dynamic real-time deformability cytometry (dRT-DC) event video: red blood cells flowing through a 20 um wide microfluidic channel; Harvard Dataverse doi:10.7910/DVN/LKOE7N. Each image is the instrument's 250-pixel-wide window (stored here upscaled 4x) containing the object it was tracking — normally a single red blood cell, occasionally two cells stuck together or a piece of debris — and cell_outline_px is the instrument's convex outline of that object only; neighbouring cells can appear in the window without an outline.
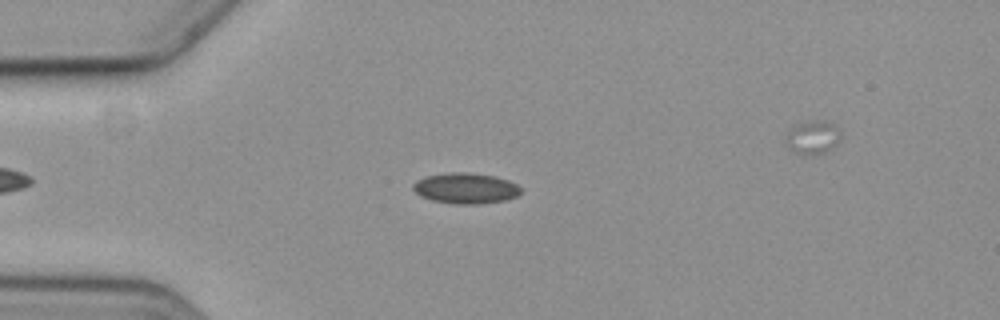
{"species": "common noctule bat (a hibernating species)", "species_latin": "Nyctalus noctula", "temperature_condition": "cold", "stored_images_in_passage": 9, "camera_frame_rate_fps": 3000, "um_per_image_px": 0.085, "animal": {"sex": "female", "body_mass_g": 19.3, "forearm_length_mm": 54.1}, "frame": {"image": 1, "passage_image": 4, "time_ms": 3.667, "image_size_px": [1000, 320], "cell_outline_px": [[520, 192], [516, 196], [504, 200], [480, 204], [456, 204], [432, 200], [420, 196], [412, 188], [412, 184], [416, 180], [428, 176], [452, 172], [468, 172], [496, 176], [508, 180], [516, 184], [520, 188]], "centroid_in_image_um": [39.57, 16.0], "position_along_channel_um": 45.4, "area_um2": 19.19}}
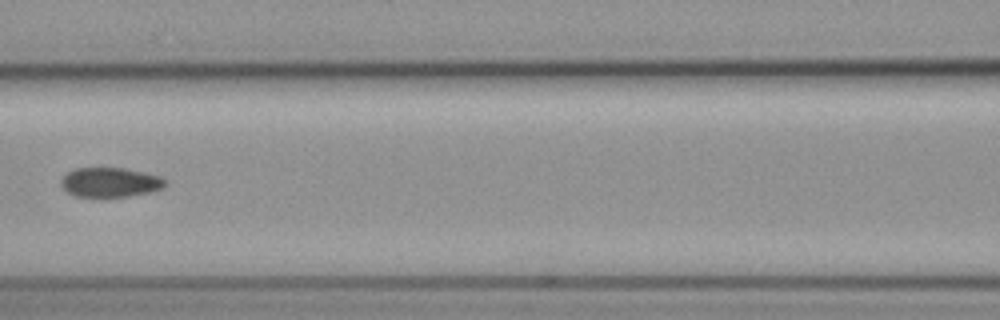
{"frame": {"image": 2, "passage_image": 7, "time_ms": 7.333, "image_size_px": [1000, 320], "cell_outline_px": [[168, 184], [160, 188], [148, 192], [128, 196], [104, 200], [96, 200], [72, 196], [60, 184], [60, 180], [68, 172], [76, 168], [124, 168], [144, 172], [160, 176]], "centroid_in_image_um": [9.3, 15.55], "position_along_channel_um": 157.3, "area_um2": 18.61}}
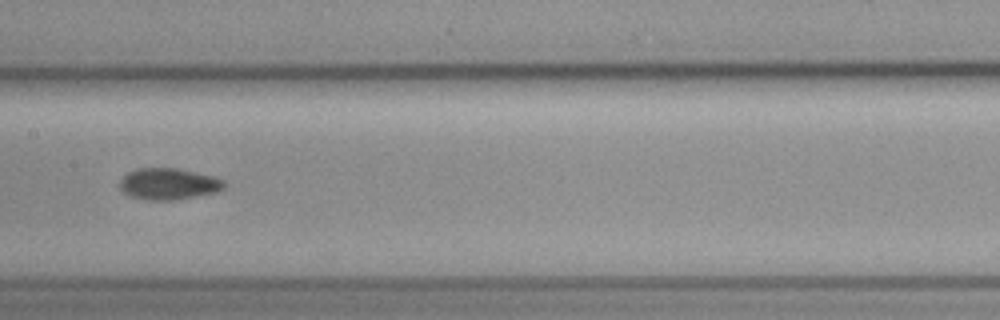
{"frame": {"image": 3, "passage_image": 8, "time_ms": 8.333, "image_size_px": [1000, 320], "cell_outline_px": [[224, 188], [216, 192], [196, 196], [172, 200], [144, 200], [132, 196], [124, 192], [120, 188], [120, 180], [128, 172], [136, 168], [176, 168], [212, 176], [224, 180]], "centroid_in_image_um": [14.31, 15.63], "position_along_channel_um": 193.1, "area_um2": 18.96}}